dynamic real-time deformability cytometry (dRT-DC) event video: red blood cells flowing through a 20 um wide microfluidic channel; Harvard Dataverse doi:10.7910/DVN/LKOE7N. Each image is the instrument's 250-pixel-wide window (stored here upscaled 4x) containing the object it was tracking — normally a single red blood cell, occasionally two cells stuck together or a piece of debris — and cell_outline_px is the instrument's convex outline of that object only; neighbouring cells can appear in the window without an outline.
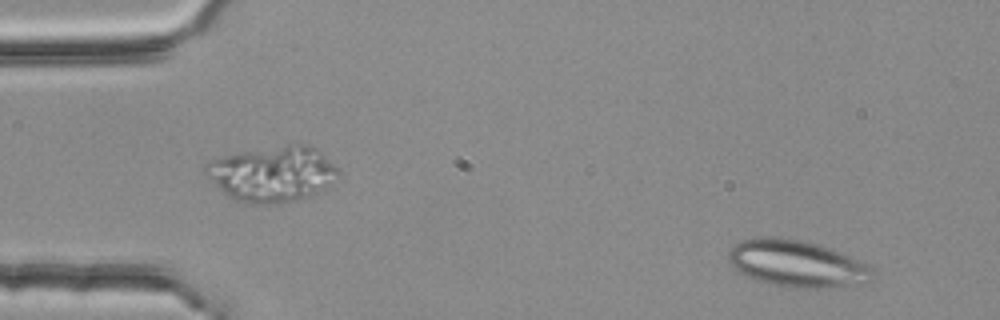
{"species": "common noctule bat (a hibernating species)", "species_latin": "Nyctalus noctula", "temperature_condition": "room temperature", "stored_images_in_passage": 4, "segment_of_instrument_passage": [2, 2], "camera_frame_rate_fps": 3000, "um_per_image_px": 0.085, "animal": {"sex": "female", "body_mass_g": 25.1}, "frame": {"image": 1, "passage_image": 4, "time_ms": 1.0, "image_size_px": [1000, 320], "cell_outline_px": [[872, 280], [816, 288], [796, 288], [756, 280], [740, 272], [728, 260], [728, 252], [736, 244], [744, 240], [756, 236], [772, 236], [800, 240], [816, 244], [840, 252], [856, 260], [868, 268], [872, 272]], "centroid_in_image_um": [67.62, 22.38], "position_along_channel_um": 17.4, "area_um2": 37.92}}